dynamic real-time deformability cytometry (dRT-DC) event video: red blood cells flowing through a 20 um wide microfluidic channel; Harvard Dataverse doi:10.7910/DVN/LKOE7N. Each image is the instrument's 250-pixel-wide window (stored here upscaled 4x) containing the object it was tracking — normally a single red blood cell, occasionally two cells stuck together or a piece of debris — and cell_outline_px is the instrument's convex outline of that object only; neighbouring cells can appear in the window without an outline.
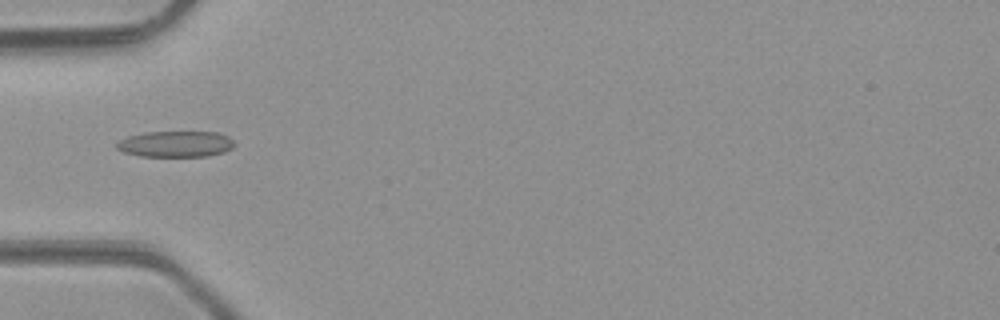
{"species": "common noctule bat (a hibernating species)", "species_latin": "Nyctalus noctula", "temperature_condition": "room temperature", "stored_images_in_passage": 1, "camera_frame_rate_fps": 3000, "um_per_image_px": 0.085, "animal": {"sex": "male", "body_mass_g": 23.1, "forearm_length_mm": 52.7}, "frame": {"image": 1, "passage_image": 1, "time_ms": 0.0, "image_size_px": [1000, 320], "cell_outline_px": [[236, 144], [232, 148], [224, 152], [208, 156], [140, 156], [124, 152], [116, 148], [116, 144], [120, 140], [128, 136], [144, 132], [220, 132], [228, 136]], "centroid_in_image_um": [14.95, 12.24], "position_along_channel_um": 70.0, "area_um2": 17.92}}